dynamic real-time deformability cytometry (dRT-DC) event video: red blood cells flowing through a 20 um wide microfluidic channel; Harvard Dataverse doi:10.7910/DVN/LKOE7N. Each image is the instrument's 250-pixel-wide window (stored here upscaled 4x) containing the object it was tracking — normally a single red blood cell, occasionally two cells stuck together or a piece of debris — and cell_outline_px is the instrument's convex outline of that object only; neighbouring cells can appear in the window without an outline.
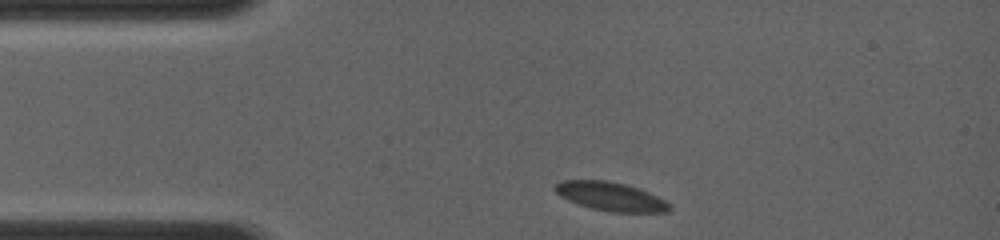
{"species": "common noctule bat (a hibernating species)", "species_latin": "Nyctalus noctula", "temperature_condition": "room temperature", "stored_images_in_passage": 8, "camera_frame_rate_fps": 4000, "um_per_image_px": 0.085, "animal": {"sex": "female", "body_mass_g": 19.0, "forearm_length_mm": 56.7}, "frame": {"image": 1, "passage_image": 1, "time_ms": 0.0, "image_size_px": [1000, 240], "cell_outline_px": [[672, 208], [668, 212], [612, 212], [592, 208], [568, 200], [560, 196], [552, 188], [560, 180], [608, 180], [640, 188], [664, 200]], "centroid_in_image_um": [51.88, 16.69], "position_along_channel_um": 33.1, "area_um2": 19.07}}
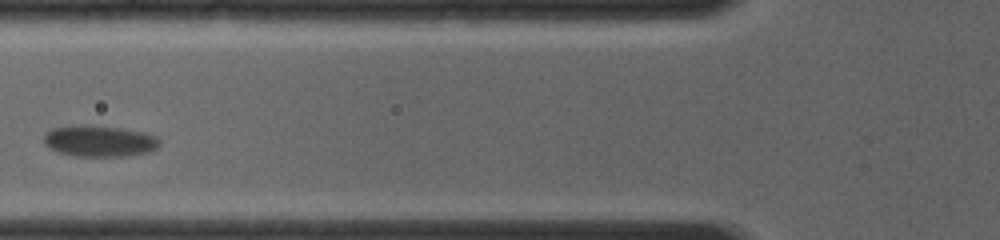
{"frame": {"image": 2, "passage_image": 7, "time_ms": 3.0, "image_size_px": [1000, 240], "cell_outline_px": [[160, 144], [156, 148], [148, 152], [124, 156], [72, 156], [56, 152], [48, 148], [44, 144], [44, 136], [52, 128], [84, 124], [88, 124], [120, 128], [144, 132], [156, 136], [160, 140]], "centroid_in_image_um": [8.43, 11.99], "position_along_channel_um": 117.4, "area_um2": 21.27}}
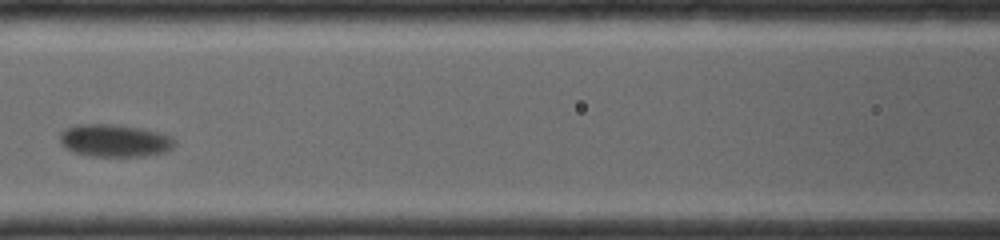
{"frame": {"image": 3, "passage_image": 8, "time_ms": 4.0, "image_size_px": [1000, 240], "cell_outline_px": [[176, 144], [168, 152], [148, 156], [88, 156], [64, 148], [60, 144], [60, 132], [64, 128], [76, 124], [112, 124], [140, 128], [172, 136], [176, 140]], "centroid_in_image_um": [9.74, 11.95], "position_along_channel_um": 156.9, "area_um2": 22.08}}